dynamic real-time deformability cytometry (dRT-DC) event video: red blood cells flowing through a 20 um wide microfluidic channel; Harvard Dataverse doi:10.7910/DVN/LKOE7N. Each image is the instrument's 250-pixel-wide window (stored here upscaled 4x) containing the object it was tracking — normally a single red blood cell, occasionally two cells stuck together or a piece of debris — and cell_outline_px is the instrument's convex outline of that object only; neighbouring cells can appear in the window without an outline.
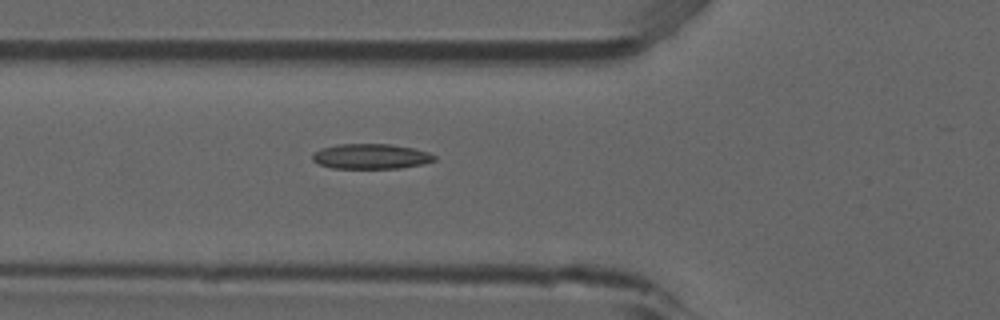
{"species": "common noctule bat (a hibernating species)", "species_latin": "Nyctalus noctula", "temperature_condition": "room temperature", "stored_images_in_passage": 45, "camera_frame_rate_fps": 3000, "um_per_image_px": 0.085, "animal": {"sex": "male", "forearm_length_mm": 52.5}, "frame": {"image": 1, "passage_image": 19, "time_ms": 6.0, "image_size_px": [1000, 320], "cell_outline_px": [[436, 160], [424, 164], [400, 168], [332, 168], [320, 164], [312, 160], [312, 156], [320, 148], [336, 144], [388, 144], [412, 148], [428, 152], [436, 156]], "centroid_in_image_um": [31.54, 13.29], "position_along_channel_um": 94.3, "area_um2": 17.8}}